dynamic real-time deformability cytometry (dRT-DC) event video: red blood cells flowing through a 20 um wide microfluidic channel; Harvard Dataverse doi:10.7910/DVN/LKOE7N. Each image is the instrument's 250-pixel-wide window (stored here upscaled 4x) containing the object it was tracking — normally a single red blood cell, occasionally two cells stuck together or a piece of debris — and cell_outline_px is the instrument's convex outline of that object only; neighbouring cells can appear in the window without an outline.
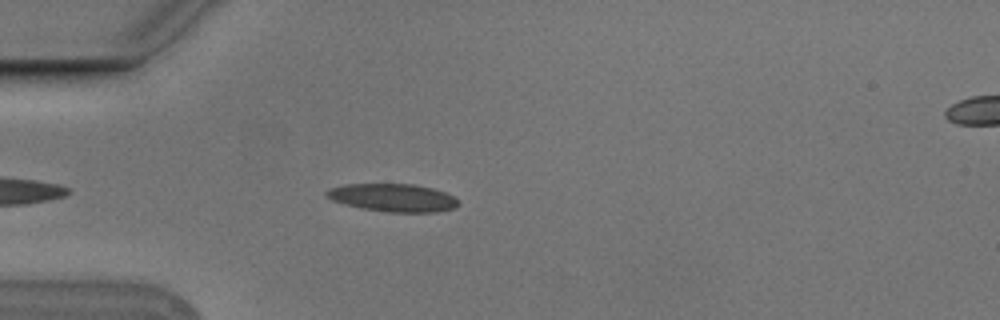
{"species": "Egyptian fruit bat (a non-hibernating species)", "species_latin": "Rousettus aegyptiacus", "temperature_condition": "cold", "stored_images_in_passage": 5, "camera_frame_rate_fps": 3000, "um_per_image_px": 0.085, "animal": {"sex": "male"}, "frame": {"image": 1, "passage_image": 4, "time_ms": 1.0, "image_size_px": [1000, 320], "cell_outline_px": [[460, 204], [456, 208], [436, 212], [388, 212], [360, 208], [344, 204], [332, 200], [324, 196], [324, 192], [328, 188], [348, 184], [412, 184], [432, 188], [444, 192], [460, 200]], "centroid_in_image_um": [33.39, 16.81], "position_along_channel_um": 51.6, "area_um2": 21.62}}